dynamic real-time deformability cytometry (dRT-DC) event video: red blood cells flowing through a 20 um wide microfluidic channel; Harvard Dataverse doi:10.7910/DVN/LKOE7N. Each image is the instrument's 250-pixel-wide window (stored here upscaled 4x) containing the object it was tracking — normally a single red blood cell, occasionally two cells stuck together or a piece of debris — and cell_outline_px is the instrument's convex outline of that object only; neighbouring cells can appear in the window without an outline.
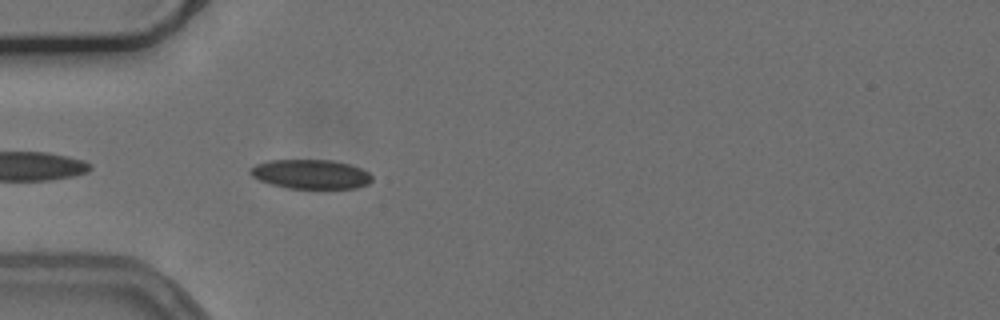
{"species": "common noctule bat (a hibernating species)", "species_latin": "Nyctalus noctula", "temperature_condition": "cold", "stored_images_in_passage": 6, "camera_frame_rate_fps": 3000, "um_per_image_px": 0.085, "animal": {"sex": "female", "body_mass_g": 24.6, "forearm_length_mm": 56.2}, "frame": {"image": 1, "passage_image": 2, "time_ms": 0.333, "image_size_px": [1000, 320], "cell_outline_px": [[372, 180], [368, 184], [356, 188], [288, 188], [272, 184], [260, 180], [252, 176], [248, 172], [248, 168], [256, 164], [268, 160], [332, 160], [348, 164], [360, 168], [368, 172], [372, 176]], "centroid_in_image_um": [26.39, 14.8], "position_along_channel_um": 58.6, "area_um2": 20.75}}